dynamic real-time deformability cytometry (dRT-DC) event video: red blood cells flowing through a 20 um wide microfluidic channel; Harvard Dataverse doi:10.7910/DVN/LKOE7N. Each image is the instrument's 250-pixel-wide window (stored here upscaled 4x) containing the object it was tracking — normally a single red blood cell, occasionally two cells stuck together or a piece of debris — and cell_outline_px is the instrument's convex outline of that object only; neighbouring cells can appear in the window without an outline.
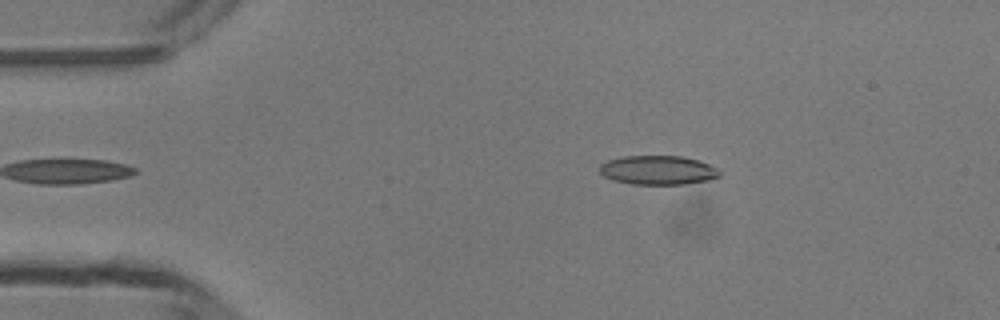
{"species": "common noctule bat (a hibernating species)", "species_latin": "Nyctalus noctula", "temperature_condition": "room temperature", "stored_images_in_passage": 34, "camera_frame_rate_fps": 3000, "um_per_image_px": 0.085, "animal": {"sex": "male", "body_mass_g": 13.3}, "frame": {"image": 1, "passage_image": 1, "time_ms": 0.0, "image_size_px": [1000, 320], "cell_outline_px": [[720, 176], [708, 180], [684, 184], [632, 184], [612, 180], [604, 176], [600, 172], [600, 164], [608, 160], [624, 156], [680, 156], [700, 160], [716, 168], [720, 172]], "centroid_in_image_um": [55.92, 14.46], "position_along_channel_um": 29.1, "area_um2": 20.29}}
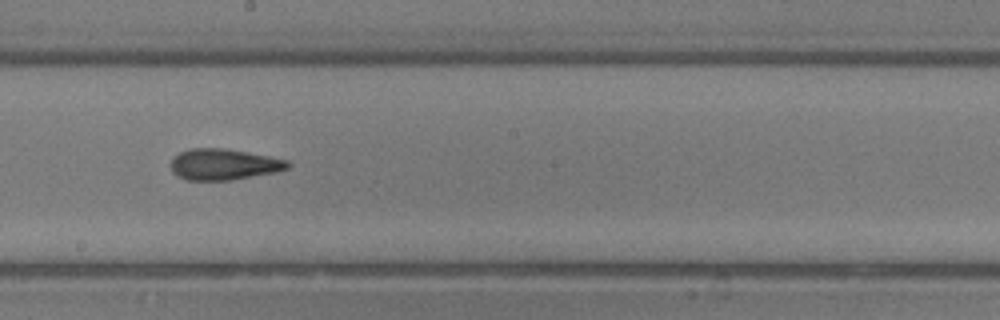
{"frame": {"image": 2, "passage_image": 19, "time_ms": 6.0, "image_size_px": [1000, 320], "cell_outline_px": [[292, 164], [288, 168], [276, 172], [232, 180], [188, 180], [172, 172], [172, 156], [188, 148], [224, 148], [268, 156], [288, 160]], "centroid_in_image_um": [19.03, 13.97], "position_along_channel_um": 229.2, "area_um2": 21.15}}
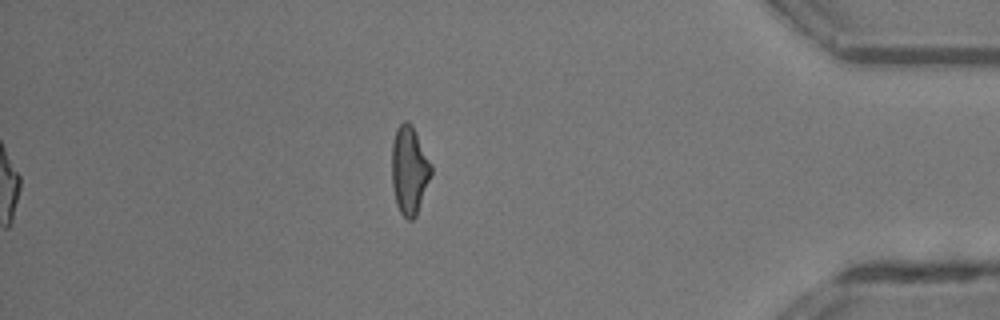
{"frame": {"image": 3, "passage_image": 34, "time_ms": 11.0, "image_size_px": [1000, 320], "cell_outline_px": [[432, 172], [416, 216], [412, 220], [408, 220], [400, 212], [396, 204], [392, 184], [392, 144], [396, 128], [404, 120], [408, 120], [412, 124], [432, 164]], "centroid_in_image_um": [34.79, 14.44], "position_along_channel_um": 400.4, "area_um2": 20.29}, "authors_computed_cell_mechanics": {"area_um2": 21.1259, "velocity_mm_per_s": 4.2712, "shape_relaxation_time_tau1_ms": 10.6248, "shape_relaxation_time_tau2_ms": 2.377, "deformation_change_tau1": 0.2442, "deformation_change_tau2": 0.1288}}